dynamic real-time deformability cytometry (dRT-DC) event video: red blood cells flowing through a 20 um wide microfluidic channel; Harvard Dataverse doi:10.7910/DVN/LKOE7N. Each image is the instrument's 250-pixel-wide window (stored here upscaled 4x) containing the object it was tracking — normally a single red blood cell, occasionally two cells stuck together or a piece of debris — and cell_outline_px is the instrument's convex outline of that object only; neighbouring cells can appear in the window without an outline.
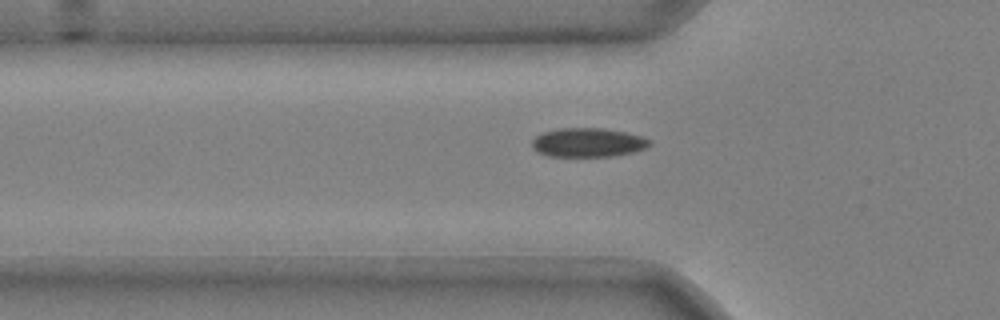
{"species": "common noctule bat (a hibernating species)", "species_latin": "Nyctalus noctula", "temperature_condition": "cold", "stored_images_in_passage": 40, "camera_frame_rate_fps": 3000, "um_per_image_px": 0.085, "animal": {"sex": "male", "body_mass_g": 20.4}, "frame": {"image": 1, "passage_image": 9, "time_ms": 2.667, "image_size_px": [1000, 320], "cell_outline_px": [[652, 144], [644, 148], [632, 152], [612, 156], [548, 156], [536, 152], [532, 148], [532, 140], [536, 136], [544, 132], [560, 128], [604, 128], [624, 132], [640, 136], [652, 140]], "centroid_in_image_um": [49.95, 12.11], "position_along_channel_um": 75.8, "area_um2": 19.83}}
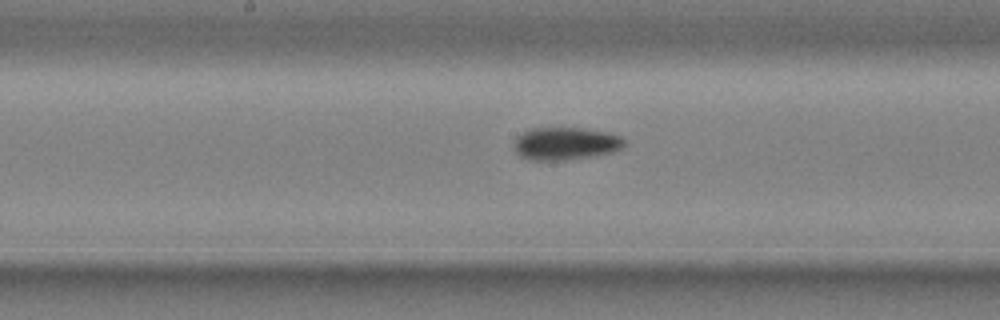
{"frame": {"image": 2, "passage_image": 19, "time_ms": 6.0, "image_size_px": [1000, 320], "cell_outline_px": [[628, 144], [612, 152], [592, 156], [564, 160], [532, 160], [520, 156], [516, 152], [516, 140], [524, 132], [532, 128], [584, 128], [608, 132], [620, 136]], "centroid_in_image_um": [48.13, 12.2], "position_along_channel_um": 200.1, "area_um2": 20.75}}
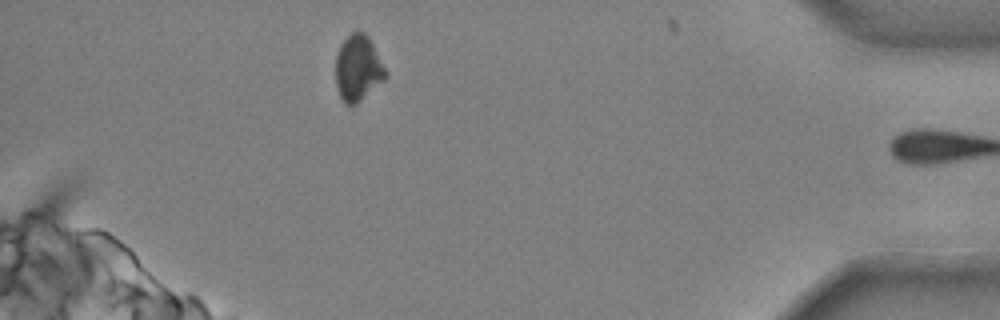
{"frame": {"image": 3, "passage_image": 39, "time_ms": 12.667, "image_size_px": [1000, 320], "cell_outline_px": [[388, 76], [384, 80], [356, 104], [348, 104], [340, 96], [336, 84], [336, 56], [340, 44], [356, 28], [364, 32], [368, 36], [388, 72]], "centroid_in_image_um": [30.44, 5.75], "position_along_channel_um": 404.8, "area_um2": 19.13}, "authors_computed_cell_mechanics": {"area_um2": 20.5479, "velocity_mm_per_s": 3.7185, "shape_relaxation_time_tau1_ms": 3.5599, "shape_relaxation_time_tau2_ms": null, "deformation_change_tau1": 0.0771, "deformation_change_tau2": null}}